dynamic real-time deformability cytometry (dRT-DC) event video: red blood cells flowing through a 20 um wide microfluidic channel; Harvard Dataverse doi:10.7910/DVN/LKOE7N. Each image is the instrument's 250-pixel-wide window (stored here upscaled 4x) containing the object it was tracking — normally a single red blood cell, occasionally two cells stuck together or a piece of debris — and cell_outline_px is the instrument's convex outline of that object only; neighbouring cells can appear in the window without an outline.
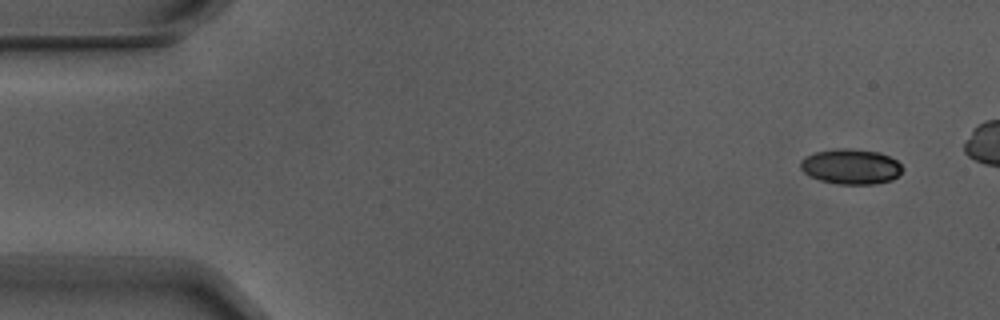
{"species": "Egyptian fruit bat (a non-hibernating species)", "species_latin": "Rousettus aegyptiacus", "temperature_condition": "warm", "stored_images_in_passage": 5, "segment_of_instrument_passage": [2, 2], "camera_frame_rate_fps": 3000, "um_per_image_px": 0.085, "animal": {"sex": "male"}, "frame": {"image": 1, "passage_image": 5, "time_ms": 1.333, "image_size_px": [1000, 320], "cell_outline_px": [[904, 168], [892, 180], [876, 184], [840, 184], [820, 180], [808, 176], [800, 168], [800, 160], [804, 156], [816, 152], [836, 148], [848, 148], [880, 152], [896, 160]], "centroid_in_image_um": [72.3, 14.15], "position_along_channel_um": 12.7, "area_um2": 21.04}}